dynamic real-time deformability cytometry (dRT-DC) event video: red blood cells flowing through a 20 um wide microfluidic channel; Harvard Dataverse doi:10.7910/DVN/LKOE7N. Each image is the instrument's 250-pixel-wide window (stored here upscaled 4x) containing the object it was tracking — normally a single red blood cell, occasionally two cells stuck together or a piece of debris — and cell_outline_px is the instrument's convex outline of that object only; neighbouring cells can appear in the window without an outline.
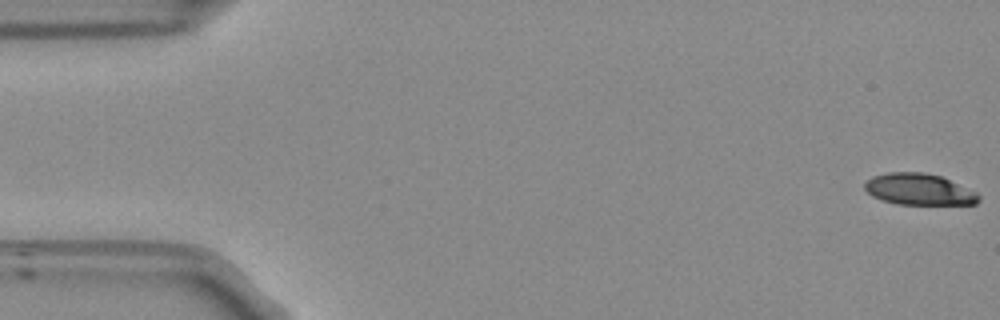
{"species": "Egyptian fruit bat (a non-hibernating species)", "species_latin": "Rousettus aegyptiacus", "temperature_condition": "room temperature", "stored_images_in_passage": 53, "camera_frame_rate_fps": 3000, "um_per_image_px": 0.085, "frame": {"image": 1, "passage_image": 1, "time_ms": 0.0, "image_size_px": [1000, 320], "cell_outline_px": [[980, 200], [976, 204], [900, 204], [884, 200], [872, 196], [864, 188], [864, 184], [872, 176], [888, 172], [924, 172], [940, 176], [976, 192], [980, 196]], "centroid_in_image_um": [78.11, 16.09], "position_along_channel_um": 6.9, "area_um2": 20.63}}
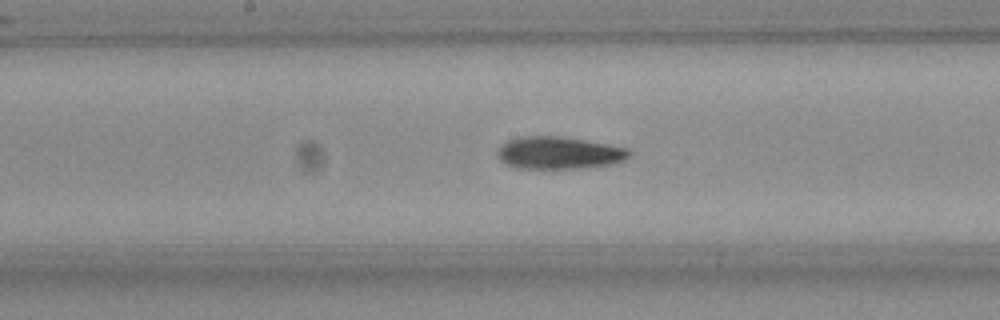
{"frame": {"image": 2, "passage_image": 27, "time_ms": 8.667, "image_size_px": [1000, 320], "cell_outline_px": [[632, 152], [624, 160], [612, 164], [584, 168], [516, 168], [500, 160], [496, 152], [508, 140], [520, 136], [560, 136], [628, 148]], "centroid_in_image_um": [47.51, 12.99], "position_along_channel_um": 200.7, "area_um2": 24.62}}
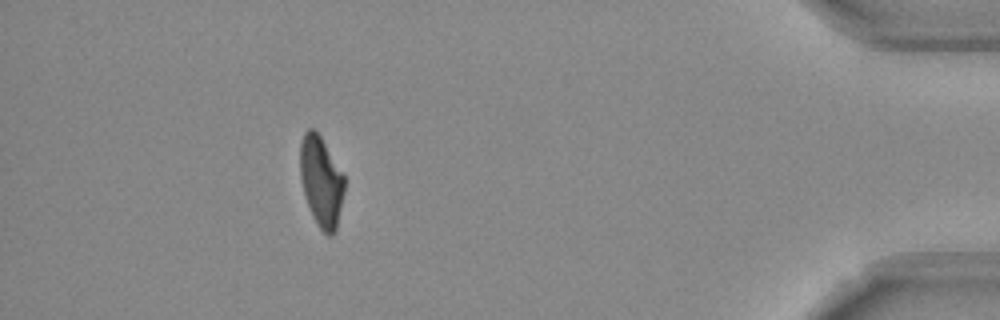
{"frame": {"image": 3, "passage_image": 48, "time_ms": 15.667, "image_size_px": [1000, 320], "cell_outline_px": [[344, 192], [336, 228], [332, 236], [328, 236], [320, 228], [304, 196], [300, 176], [300, 144], [304, 132], [308, 128], [316, 128], [344, 176]], "centroid_in_image_um": [27.29, 15.37], "position_along_channel_um": 407.9, "area_um2": 23.06}, "authors_computed_cell_mechanics": {"area_um2": 23.8136, "velocity_mm_per_s": 3.803, "shape_relaxation_time_tau1_ms": 4.4361, "shape_relaxation_time_tau2_ms": 6.2473, "deformation_change_tau1": 0.2029, "deformation_change_tau2": 0.159}}